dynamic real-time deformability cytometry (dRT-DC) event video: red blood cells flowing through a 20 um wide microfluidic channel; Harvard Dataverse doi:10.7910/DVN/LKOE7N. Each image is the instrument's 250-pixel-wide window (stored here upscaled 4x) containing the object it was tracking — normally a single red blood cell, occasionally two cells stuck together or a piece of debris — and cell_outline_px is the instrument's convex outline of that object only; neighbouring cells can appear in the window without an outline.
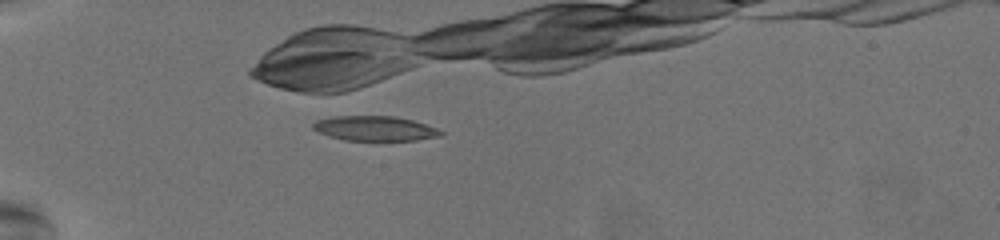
{"species": "common noctule bat (a hibernating species)", "species_latin": "Nyctalus noctula", "temperature_condition": "warm", "stored_images_in_passage": 21, "camera_frame_rate_fps": 3000, "um_per_image_px": 0.085, "animal": {"sex": "female", "body_mass_g": 19.5, "forearm_length_mm": 54.1}, "frame": {"image": 1, "passage_image": 21, "time_ms": 6.667, "image_size_px": [1000, 240], "cell_outline_px": [[444, 132], [440, 136], [416, 140], [344, 140], [328, 136], [312, 128], [312, 124], [316, 120], [332, 116], [392, 116], [412, 120], [436, 128]], "centroid_in_image_um": [31.83, 10.91], "position_along_channel_um": 53.2, "area_um2": 18.32}}